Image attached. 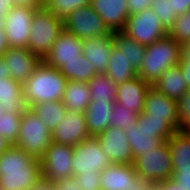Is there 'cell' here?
Returning <instances> with one entry per match:
<instances>
[{"label": "cell", "instance_id": "cell-54", "mask_svg": "<svg viewBox=\"0 0 190 190\" xmlns=\"http://www.w3.org/2000/svg\"><path fill=\"white\" fill-rule=\"evenodd\" d=\"M183 130H184L186 133L190 134V122L183 128Z\"/></svg>", "mask_w": 190, "mask_h": 190}, {"label": "cell", "instance_id": "cell-3", "mask_svg": "<svg viewBox=\"0 0 190 190\" xmlns=\"http://www.w3.org/2000/svg\"><path fill=\"white\" fill-rule=\"evenodd\" d=\"M182 45L169 35L147 45L138 76L154 86L160 76L171 66L179 64Z\"/></svg>", "mask_w": 190, "mask_h": 190}, {"label": "cell", "instance_id": "cell-13", "mask_svg": "<svg viewBox=\"0 0 190 190\" xmlns=\"http://www.w3.org/2000/svg\"><path fill=\"white\" fill-rule=\"evenodd\" d=\"M111 163L132 164L134 158L125 131L119 127H108L95 136Z\"/></svg>", "mask_w": 190, "mask_h": 190}, {"label": "cell", "instance_id": "cell-40", "mask_svg": "<svg viewBox=\"0 0 190 190\" xmlns=\"http://www.w3.org/2000/svg\"><path fill=\"white\" fill-rule=\"evenodd\" d=\"M171 180L181 185L184 190H190V170H173Z\"/></svg>", "mask_w": 190, "mask_h": 190}, {"label": "cell", "instance_id": "cell-49", "mask_svg": "<svg viewBox=\"0 0 190 190\" xmlns=\"http://www.w3.org/2000/svg\"><path fill=\"white\" fill-rule=\"evenodd\" d=\"M15 6L12 0H0V17L5 19V16Z\"/></svg>", "mask_w": 190, "mask_h": 190}, {"label": "cell", "instance_id": "cell-44", "mask_svg": "<svg viewBox=\"0 0 190 190\" xmlns=\"http://www.w3.org/2000/svg\"><path fill=\"white\" fill-rule=\"evenodd\" d=\"M171 5L173 13L178 16L190 9V0H171Z\"/></svg>", "mask_w": 190, "mask_h": 190}, {"label": "cell", "instance_id": "cell-26", "mask_svg": "<svg viewBox=\"0 0 190 190\" xmlns=\"http://www.w3.org/2000/svg\"><path fill=\"white\" fill-rule=\"evenodd\" d=\"M91 101L88 83L68 80L62 102L67 111L85 112Z\"/></svg>", "mask_w": 190, "mask_h": 190}, {"label": "cell", "instance_id": "cell-50", "mask_svg": "<svg viewBox=\"0 0 190 190\" xmlns=\"http://www.w3.org/2000/svg\"><path fill=\"white\" fill-rule=\"evenodd\" d=\"M52 182L41 179L31 190H52Z\"/></svg>", "mask_w": 190, "mask_h": 190}, {"label": "cell", "instance_id": "cell-18", "mask_svg": "<svg viewBox=\"0 0 190 190\" xmlns=\"http://www.w3.org/2000/svg\"><path fill=\"white\" fill-rule=\"evenodd\" d=\"M151 86L136 76L117 85L115 102L138 115L143 111L145 95Z\"/></svg>", "mask_w": 190, "mask_h": 190}, {"label": "cell", "instance_id": "cell-28", "mask_svg": "<svg viewBox=\"0 0 190 190\" xmlns=\"http://www.w3.org/2000/svg\"><path fill=\"white\" fill-rule=\"evenodd\" d=\"M105 74L109 76L116 85L138 76L137 71L115 46L112 49Z\"/></svg>", "mask_w": 190, "mask_h": 190}, {"label": "cell", "instance_id": "cell-6", "mask_svg": "<svg viewBox=\"0 0 190 190\" xmlns=\"http://www.w3.org/2000/svg\"><path fill=\"white\" fill-rule=\"evenodd\" d=\"M135 171L154 185L171 180L173 174L172 159L167 141L142 153L133 162Z\"/></svg>", "mask_w": 190, "mask_h": 190}, {"label": "cell", "instance_id": "cell-14", "mask_svg": "<svg viewBox=\"0 0 190 190\" xmlns=\"http://www.w3.org/2000/svg\"><path fill=\"white\" fill-rule=\"evenodd\" d=\"M82 55V41L64 29L43 61L48 66L60 69L66 62L76 61Z\"/></svg>", "mask_w": 190, "mask_h": 190}, {"label": "cell", "instance_id": "cell-8", "mask_svg": "<svg viewBox=\"0 0 190 190\" xmlns=\"http://www.w3.org/2000/svg\"><path fill=\"white\" fill-rule=\"evenodd\" d=\"M111 164L107 154L103 151L97 138H90L74 146L72 158L73 176L78 174L96 175Z\"/></svg>", "mask_w": 190, "mask_h": 190}, {"label": "cell", "instance_id": "cell-22", "mask_svg": "<svg viewBox=\"0 0 190 190\" xmlns=\"http://www.w3.org/2000/svg\"><path fill=\"white\" fill-rule=\"evenodd\" d=\"M153 87L170 99L177 101L190 89L179 64L169 67Z\"/></svg>", "mask_w": 190, "mask_h": 190}, {"label": "cell", "instance_id": "cell-1", "mask_svg": "<svg viewBox=\"0 0 190 190\" xmlns=\"http://www.w3.org/2000/svg\"><path fill=\"white\" fill-rule=\"evenodd\" d=\"M41 179L40 159L15 145L0 154V190H31Z\"/></svg>", "mask_w": 190, "mask_h": 190}, {"label": "cell", "instance_id": "cell-23", "mask_svg": "<svg viewBox=\"0 0 190 190\" xmlns=\"http://www.w3.org/2000/svg\"><path fill=\"white\" fill-rule=\"evenodd\" d=\"M0 105L4 112L23 113L27 108L22 84L11 77L0 78Z\"/></svg>", "mask_w": 190, "mask_h": 190}, {"label": "cell", "instance_id": "cell-35", "mask_svg": "<svg viewBox=\"0 0 190 190\" xmlns=\"http://www.w3.org/2000/svg\"><path fill=\"white\" fill-rule=\"evenodd\" d=\"M168 35L181 45L190 43V9L177 16L168 30Z\"/></svg>", "mask_w": 190, "mask_h": 190}, {"label": "cell", "instance_id": "cell-48", "mask_svg": "<svg viewBox=\"0 0 190 190\" xmlns=\"http://www.w3.org/2000/svg\"><path fill=\"white\" fill-rule=\"evenodd\" d=\"M179 66L183 71V77L185 78V81L190 88V61L184 60L181 57V60L179 61Z\"/></svg>", "mask_w": 190, "mask_h": 190}, {"label": "cell", "instance_id": "cell-47", "mask_svg": "<svg viewBox=\"0 0 190 190\" xmlns=\"http://www.w3.org/2000/svg\"><path fill=\"white\" fill-rule=\"evenodd\" d=\"M154 190H184V188L172 180H166L156 184Z\"/></svg>", "mask_w": 190, "mask_h": 190}, {"label": "cell", "instance_id": "cell-11", "mask_svg": "<svg viewBox=\"0 0 190 190\" xmlns=\"http://www.w3.org/2000/svg\"><path fill=\"white\" fill-rule=\"evenodd\" d=\"M35 8L15 5L5 16L4 31L12 48H27Z\"/></svg>", "mask_w": 190, "mask_h": 190}, {"label": "cell", "instance_id": "cell-12", "mask_svg": "<svg viewBox=\"0 0 190 190\" xmlns=\"http://www.w3.org/2000/svg\"><path fill=\"white\" fill-rule=\"evenodd\" d=\"M51 133L53 142L73 147L91 137L87 129L85 114L78 110L66 111L64 118Z\"/></svg>", "mask_w": 190, "mask_h": 190}, {"label": "cell", "instance_id": "cell-57", "mask_svg": "<svg viewBox=\"0 0 190 190\" xmlns=\"http://www.w3.org/2000/svg\"><path fill=\"white\" fill-rule=\"evenodd\" d=\"M50 0H44V5H46Z\"/></svg>", "mask_w": 190, "mask_h": 190}, {"label": "cell", "instance_id": "cell-25", "mask_svg": "<svg viewBox=\"0 0 190 190\" xmlns=\"http://www.w3.org/2000/svg\"><path fill=\"white\" fill-rule=\"evenodd\" d=\"M124 131L130 144L134 160L142 153L152 150L154 146H158L163 142L161 138L154 136V132L138 128L137 123L126 126Z\"/></svg>", "mask_w": 190, "mask_h": 190}, {"label": "cell", "instance_id": "cell-19", "mask_svg": "<svg viewBox=\"0 0 190 190\" xmlns=\"http://www.w3.org/2000/svg\"><path fill=\"white\" fill-rule=\"evenodd\" d=\"M113 47L112 31L105 36L82 40L83 56L92 63L98 74L106 72Z\"/></svg>", "mask_w": 190, "mask_h": 190}, {"label": "cell", "instance_id": "cell-16", "mask_svg": "<svg viewBox=\"0 0 190 190\" xmlns=\"http://www.w3.org/2000/svg\"><path fill=\"white\" fill-rule=\"evenodd\" d=\"M141 113H149V117L166 118L180 131L177 100L170 99L153 86L148 89L145 95V102Z\"/></svg>", "mask_w": 190, "mask_h": 190}, {"label": "cell", "instance_id": "cell-46", "mask_svg": "<svg viewBox=\"0 0 190 190\" xmlns=\"http://www.w3.org/2000/svg\"><path fill=\"white\" fill-rule=\"evenodd\" d=\"M15 5L29 6L35 9L44 8V0H12Z\"/></svg>", "mask_w": 190, "mask_h": 190}, {"label": "cell", "instance_id": "cell-37", "mask_svg": "<svg viewBox=\"0 0 190 190\" xmlns=\"http://www.w3.org/2000/svg\"><path fill=\"white\" fill-rule=\"evenodd\" d=\"M150 8L155 11L164 27L169 30L177 18L172 11L171 0H152Z\"/></svg>", "mask_w": 190, "mask_h": 190}, {"label": "cell", "instance_id": "cell-10", "mask_svg": "<svg viewBox=\"0 0 190 190\" xmlns=\"http://www.w3.org/2000/svg\"><path fill=\"white\" fill-rule=\"evenodd\" d=\"M63 24L66 31L76 35L81 41L105 36L111 32L90 5L69 14L63 19Z\"/></svg>", "mask_w": 190, "mask_h": 190}, {"label": "cell", "instance_id": "cell-30", "mask_svg": "<svg viewBox=\"0 0 190 190\" xmlns=\"http://www.w3.org/2000/svg\"><path fill=\"white\" fill-rule=\"evenodd\" d=\"M60 72L67 80L85 83H88L90 79L98 74L92 63L83 55L76 61L66 62V64L60 68Z\"/></svg>", "mask_w": 190, "mask_h": 190}, {"label": "cell", "instance_id": "cell-21", "mask_svg": "<svg viewBox=\"0 0 190 190\" xmlns=\"http://www.w3.org/2000/svg\"><path fill=\"white\" fill-rule=\"evenodd\" d=\"M115 102L111 100L90 101L87 106L85 119L91 136H96L110 127L111 113Z\"/></svg>", "mask_w": 190, "mask_h": 190}, {"label": "cell", "instance_id": "cell-27", "mask_svg": "<svg viewBox=\"0 0 190 190\" xmlns=\"http://www.w3.org/2000/svg\"><path fill=\"white\" fill-rule=\"evenodd\" d=\"M112 40L114 46L122 52L131 66L138 71L144 57L146 46L139 44L122 31L112 32Z\"/></svg>", "mask_w": 190, "mask_h": 190}, {"label": "cell", "instance_id": "cell-4", "mask_svg": "<svg viewBox=\"0 0 190 190\" xmlns=\"http://www.w3.org/2000/svg\"><path fill=\"white\" fill-rule=\"evenodd\" d=\"M63 30V19L54 16L45 7L36 9L30 28L28 50L43 60Z\"/></svg>", "mask_w": 190, "mask_h": 190}, {"label": "cell", "instance_id": "cell-52", "mask_svg": "<svg viewBox=\"0 0 190 190\" xmlns=\"http://www.w3.org/2000/svg\"><path fill=\"white\" fill-rule=\"evenodd\" d=\"M181 57L184 60L190 61V43H186L182 45V54Z\"/></svg>", "mask_w": 190, "mask_h": 190}, {"label": "cell", "instance_id": "cell-43", "mask_svg": "<svg viewBox=\"0 0 190 190\" xmlns=\"http://www.w3.org/2000/svg\"><path fill=\"white\" fill-rule=\"evenodd\" d=\"M154 188L155 185L147 178L137 175L135 180L132 182L131 190H154Z\"/></svg>", "mask_w": 190, "mask_h": 190}, {"label": "cell", "instance_id": "cell-15", "mask_svg": "<svg viewBox=\"0 0 190 190\" xmlns=\"http://www.w3.org/2000/svg\"><path fill=\"white\" fill-rule=\"evenodd\" d=\"M1 57L9 70L10 77L21 84L34 73L36 67L42 61L28 48L10 47Z\"/></svg>", "mask_w": 190, "mask_h": 190}, {"label": "cell", "instance_id": "cell-38", "mask_svg": "<svg viewBox=\"0 0 190 190\" xmlns=\"http://www.w3.org/2000/svg\"><path fill=\"white\" fill-rule=\"evenodd\" d=\"M180 130L190 122V89L177 101Z\"/></svg>", "mask_w": 190, "mask_h": 190}, {"label": "cell", "instance_id": "cell-31", "mask_svg": "<svg viewBox=\"0 0 190 190\" xmlns=\"http://www.w3.org/2000/svg\"><path fill=\"white\" fill-rule=\"evenodd\" d=\"M136 123L138 128L154 132V136L163 141L178 131L166 118L149 117V113H140Z\"/></svg>", "mask_w": 190, "mask_h": 190}, {"label": "cell", "instance_id": "cell-53", "mask_svg": "<svg viewBox=\"0 0 190 190\" xmlns=\"http://www.w3.org/2000/svg\"><path fill=\"white\" fill-rule=\"evenodd\" d=\"M11 146L12 144L9 141H7L4 137L0 136V154L4 153Z\"/></svg>", "mask_w": 190, "mask_h": 190}, {"label": "cell", "instance_id": "cell-24", "mask_svg": "<svg viewBox=\"0 0 190 190\" xmlns=\"http://www.w3.org/2000/svg\"><path fill=\"white\" fill-rule=\"evenodd\" d=\"M167 143L173 170H190V134L177 131L167 139Z\"/></svg>", "mask_w": 190, "mask_h": 190}, {"label": "cell", "instance_id": "cell-42", "mask_svg": "<svg viewBox=\"0 0 190 190\" xmlns=\"http://www.w3.org/2000/svg\"><path fill=\"white\" fill-rule=\"evenodd\" d=\"M61 190H82L75 176L67 177L55 183Z\"/></svg>", "mask_w": 190, "mask_h": 190}, {"label": "cell", "instance_id": "cell-39", "mask_svg": "<svg viewBox=\"0 0 190 190\" xmlns=\"http://www.w3.org/2000/svg\"><path fill=\"white\" fill-rule=\"evenodd\" d=\"M75 177L78 183L81 184L82 190H101V172L96 175L83 173Z\"/></svg>", "mask_w": 190, "mask_h": 190}, {"label": "cell", "instance_id": "cell-36", "mask_svg": "<svg viewBox=\"0 0 190 190\" xmlns=\"http://www.w3.org/2000/svg\"><path fill=\"white\" fill-rule=\"evenodd\" d=\"M138 114L134 111L124 108L122 105L115 102L111 113L110 126L125 129L128 125L136 124Z\"/></svg>", "mask_w": 190, "mask_h": 190}, {"label": "cell", "instance_id": "cell-56", "mask_svg": "<svg viewBox=\"0 0 190 190\" xmlns=\"http://www.w3.org/2000/svg\"><path fill=\"white\" fill-rule=\"evenodd\" d=\"M3 112H4V109H3L2 106L0 105V116L2 115Z\"/></svg>", "mask_w": 190, "mask_h": 190}, {"label": "cell", "instance_id": "cell-9", "mask_svg": "<svg viewBox=\"0 0 190 190\" xmlns=\"http://www.w3.org/2000/svg\"><path fill=\"white\" fill-rule=\"evenodd\" d=\"M74 147L53 142L40 158L43 180L56 183L73 175L72 158Z\"/></svg>", "mask_w": 190, "mask_h": 190}, {"label": "cell", "instance_id": "cell-32", "mask_svg": "<svg viewBox=\"0 0 190 190\" xmlns=\"http://www.w3.org/2000/svg\"><path fill=\"white\" fill-rule=\"evenodd\" d=\"M91 101L111 100L115 102L117 85L105 73L97 74L88 81Z\"/></svg>", "mask_w": 190, "mask_h": 190}, {"label": "cell", "instance_id": "cell-33", "mask_svg": "<svg viewBox=\"0 0 190 190\" xmlns=\"http://www.w3.org/2000/svg\"><path fill=\"white\" fill-rule=\"evenodd\" d=\"M22 113L3 112L0 116V136L16 145Z\"/></svg>", "mask_w": 190, "mask_h": 190}, {"label": "cell", "instance_id": "cell-17", "mask_svg": "<svg viewBox=\"0 0 190 190\" xmlns=\"http://www.w3.org/2000/svg\"><path fill=\"white\" fill-rule=\"evenodd\" d=\"M91 8L112 32L124 29L129 16L127 0H90Z\"/></svg>", "mask_w": 190, "mask_h": 190}, {"label": "cell", "instance_id": "cell-20", "mask_svg": "<svg viewBox=\"0 0 190 190\" xmlns=\"http://www.w3.org/2000/svg\"><path fill=\"white\" fill-rule=\"evenodd\" d=\"M137 175L133 163H111L101 172V190H131Z\"/></svg>", "mask_w": 190, "mask_h": 190}, {"label": "cell", "instance_id": "cell-34", "mask_svg": "<svg viewBox=\"0 0 190 190\" xmlns=\"http://www.w3.org/2000/svg\"><path fill=\"white\" fill-rule=\"evenodd\" d=\"M89 5L90 0H50L45 8L54 16L64 19L75 10Z\"/></svg>", "mask_w": 190, "mask_h": 190}, {"label": "cell", "instance_id": "cell-51", "mask_svg": "<svg viewBox=\"0 0 190 190\" xmlns=\"http://www.w3.org/2000/svg\"><path fill=\"white\" fill-rule=\"evenodd\" d=\"M10 77L9 70L5 66L4 59L0 56V78Z\"/></svg>", "mask_w": 190, "mask_h": 190}, {"label": "cell", "instance_id": "cell-29", "mask_svg": "<svg viewBox=\"0 0 190 190\" xmlns=\"http://www.w3.org/2000/svg\"><path fill=\"white\" fill-rule=\"evenodd\" d=\"M31 109L35 111L39 118H43L44 125H46L51 132L64 118L67 111L62 101L36 103Z\"/></svg>", "mask_w": 190, "mask_h": 190}, {"label": "cell", "instance_id": "cell-45", "mask_svg": "<svg viewBox=\"0 0 190 190\" xmlns=\"http://www.w3.org/2000/svg\"><path fill=\"white\" fill-rule=\"evenodd\" d=\"M4 18L0 17V56H2L10 47L7 43V37L4 31Z\"/></svg>", "mask_w": 190, "mask_h": 190}, {"label": "cell", "instance_id": "cell-7", "mask_svg": "<svg viewBox=\"0 0 190 190\" xmlns=\"http://www.w3.org/2000/svg\"><path fill=\"white\" fill-rule=\"evenodd\" d=\"M122 32L145 46L168 35V30L151 8L129 15Z\"/></svg>", "mask_w": 190, "mask_h": 190}, {"label": "cell", "instance_id": "cell-5", "mask_svg": "<svg viewBox=\"0 0 190 190\" xmlns=\"http://www.w3.org/2000/svg\"><path fill=\"white\" fill-rule=\"evenodd\" d=\"M51 143L52 133L44 125L43 118H39L35 111L27 107L21 114L19 136L15 146L40 159Z\"/></svg>", "mask_w": 190, "mask_h": 190}, {"label": "cell", "instance_id": "cell-55", "mask_svg": "<svg viewBox=\"0 0 190 190\" xmlns=\"http://www.w3.org/2000/svg\"><path fill=\"white\" fill-rule=\"evenodd\" d=\"M52 190H61V189L55 183H53Z\"/></svg>", "mask_w": 190, "mask_h": 190}, {"label": "cell", "instance_id": "cell-2", "mask_svg": "<svg viewBox=\"0 0 190 190\" xmlns=\"http://www.w3.org/2000/svg\"><path fill=\"white\" fill-rule=\"evenodd\" d=\"M67 82L60 69L48 66L42 60L22 84L26 106L31 108L36 103L62 101Z\"/></svg>", "mask_w": 190, "mask_h": 190}, {"label": "cell", "instance_id": "cell-41", "mask_svg": "<svg viewBox=\"0 0 190 190\" xmlns=\"http://www.w3.org/2000/svg\"><path fill=\"white\" fill-rule=\"evenodd\" d=\"M151 1L152 0H127L129 15H134L141 10L150 8Z\"/></svg>", "mask_w": 190, "mask_h": 190}]
</instances>
